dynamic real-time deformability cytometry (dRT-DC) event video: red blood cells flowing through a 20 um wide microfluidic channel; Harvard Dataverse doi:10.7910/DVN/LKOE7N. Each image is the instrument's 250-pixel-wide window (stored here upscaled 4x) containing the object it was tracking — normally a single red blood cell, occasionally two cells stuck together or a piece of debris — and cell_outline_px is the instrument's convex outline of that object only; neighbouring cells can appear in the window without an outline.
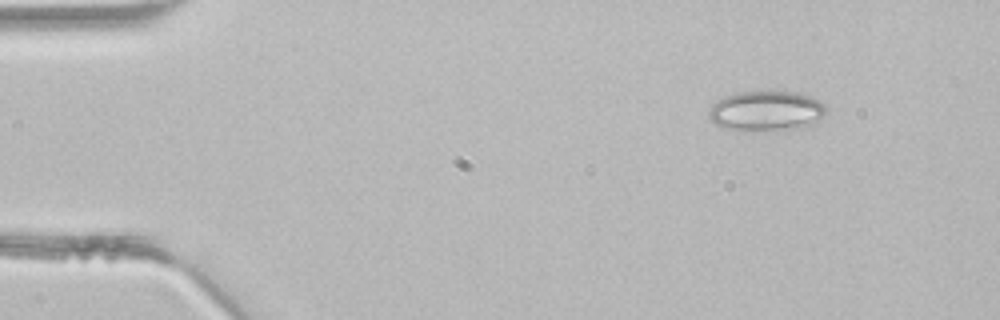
{"species": "common noctule bat (a hibernating species)", "species_latin": "Nyctalus noctula", "temperature_condition": "room temperature", "stored_images_in_passage": 4, "camera_frame_rate_fps": 3000, "um_per_image_px": 0.085, "animal": {"sex": "male", "body_mass_g": 21.5, "forearm_length_mm": 52.0}, "frame": {"image": 1, "passage_image": 4, "time_ms": 1.0, "image_size_px": [1000, 320], "cell_outline_px": [[828, 108], [824, 116], [820, 120], [804, 128], [724, 128], [712, 124], [708, 120], [708, 112], [712, 104], [716, 100], [724, 96], [740, 92], [796, 92], [812, 96], [820, 100]], "centroid_in_image_um": [65.15, 9.39], "position_along_channel_um": 19.9, "area_um2": 27.05}}